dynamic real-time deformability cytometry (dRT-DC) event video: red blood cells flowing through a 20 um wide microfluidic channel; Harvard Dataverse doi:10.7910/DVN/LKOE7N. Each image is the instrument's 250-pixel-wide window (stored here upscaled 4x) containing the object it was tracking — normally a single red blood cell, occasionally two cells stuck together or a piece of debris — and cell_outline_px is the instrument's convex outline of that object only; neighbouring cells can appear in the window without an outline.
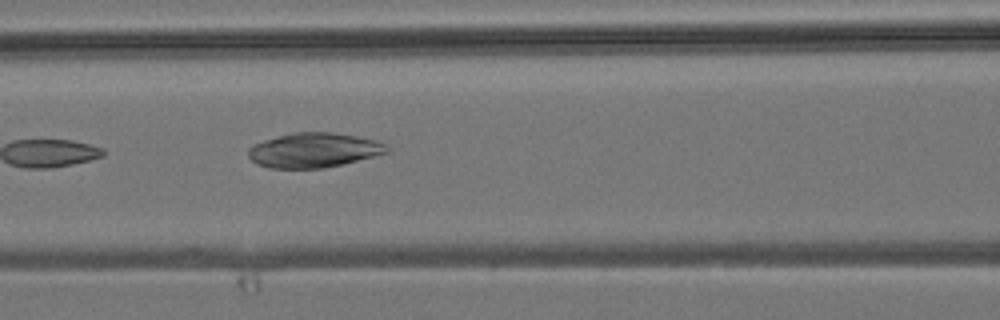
{"species": "common noctule bat (a hibernating species)", "species_latin": "Nyctalus noctula", "temperature_condition": "room temperature", "stored_images_in_passage": 6, "camera_frame_rate_fps": 3000, "um_per_image_px": 0.085, "animal": {"sex": "male", "body_mass_g": 19.2, "forearm_length_mm": 51.8}, "frame": {"image": 1, "passage_image": 6, "time_ms": 6.0, "image_size_px": [1000, 320], "cell_outline_px": [[392, 152], [344, 164], [324, 168], [268, 168], [256, 164], [248, 156], [248, 148], [264, 140], [296, 132], [332, 132], [356, 136], [376, 140], [388, 144]], "centroid_in_image_um": [26.74, 12.77], "position_along_channel_um": 139.9, "area_um2": 28.21}}